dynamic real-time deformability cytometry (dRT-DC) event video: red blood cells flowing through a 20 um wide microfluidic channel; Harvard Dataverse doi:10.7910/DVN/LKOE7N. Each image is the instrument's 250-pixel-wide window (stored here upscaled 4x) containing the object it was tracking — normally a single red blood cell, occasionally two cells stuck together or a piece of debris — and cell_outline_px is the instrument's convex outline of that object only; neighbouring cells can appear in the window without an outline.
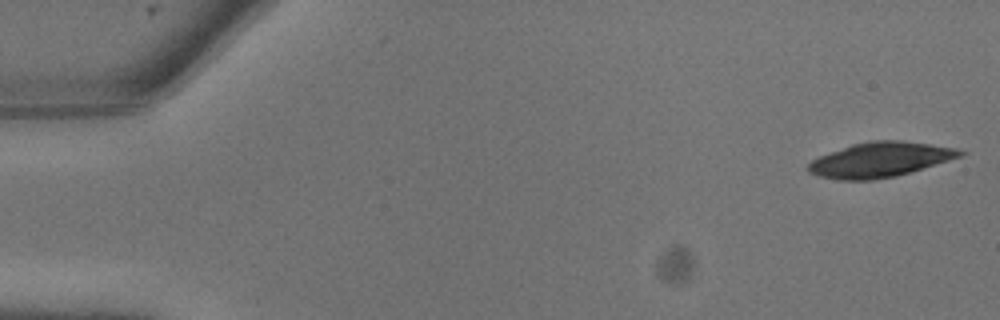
{"species": "common noctule bat (a hibernating species)", "species_latin": "Nyctalus noctula", "temperature_condition": "warm", "stored_images_in_passage": 7, "camera_frame_rate_fps": 3000, "um_per_image_px": 0.085, "animal": {"sex": "male", "body_mass_g": 13.3}, "frame": {"image": 1, "passage_image": 1, "time_ms": 0.0, "image_size_px": [1000, 320], "cell_outline_px": [[968, 152], [960, 156], [948, 160], [896, 176], [872, 180], [836, 180], [820, 176], [808, 172], [808, 164], [812, 160], [820, 156], [852, 144], [868, 140], [904, 140], [956, 148]], "centroid_in_image_um": [74.79, 13.57], "position_along_channel_um": 10.2, "area_um2": 30.63}}
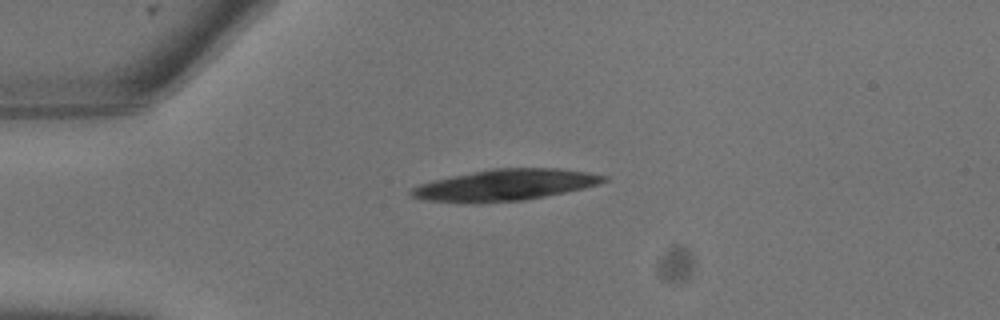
{"frame": {"image": 2, "passage_image": 6, "time_ms": 1.667, "image_size_px": [1000, 320], "cell_outline_px": [[608, 180], [584, 188], [524, 200], [480, 204], [472, 204], [428, 200], [412, 196], [408, 192], [412, 188], [420, 184], [432, 180], [492, 168], [560, 168], [588, 172], [608, 176]], "centroid_in_image_um": [42.92, 15.73], "position_along_channel_um": 42.1, "area_um2": 35.2}}